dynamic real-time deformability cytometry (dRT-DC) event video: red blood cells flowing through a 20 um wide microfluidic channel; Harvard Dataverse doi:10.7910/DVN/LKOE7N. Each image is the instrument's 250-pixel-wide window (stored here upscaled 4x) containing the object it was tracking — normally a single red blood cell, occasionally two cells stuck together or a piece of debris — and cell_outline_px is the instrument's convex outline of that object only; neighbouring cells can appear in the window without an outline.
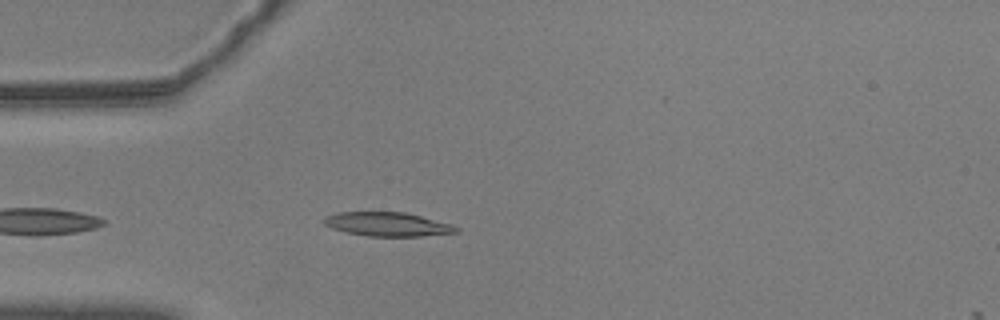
{"species": "common noctule bat (a hibernating species)", "species_latin": "Nyctalus noctula", "temperature_condition": "warm", "stored_images_in_passage": 27, "camera_frame_rate_fps": 3000, "um_per_image_px": 0.085, "animal": {"sex": "male", "body_mass_g": 20.5, "forearm_length_mm": 52.5}, "frame": {"image": 1, "passage_image": 2, "time_ms": 0.333, "image_size_px": [1000, 320], "cell_outline_px": [[460, 232], [420, 236], [368, 236], [344, 232], [332, 228], [324, 224], [324, 216], [336, 212], [404, 212], [452, 224], [460, 228]], "centroid_in_image_um": [32.93, 19.06], "position_along_channel_um": 52.1, "area_um2": 18.5}}
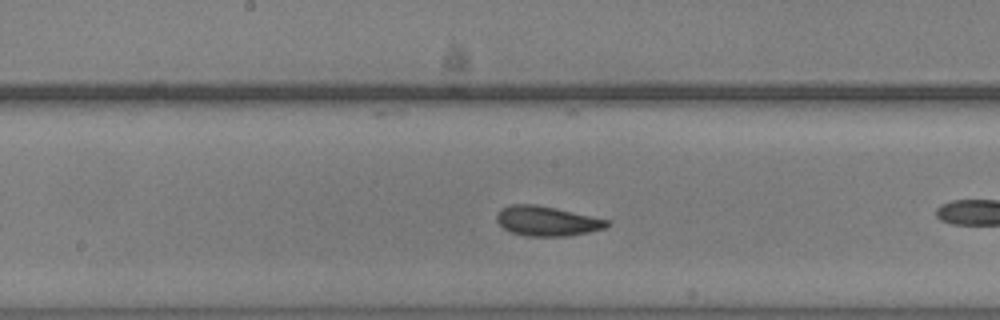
{"frame": {"image": 2, "passage_image": 12, "time_ms": 3.667, "image_size_px": [1000, 320], "cell_outline_px": [[608, 224], [604, 228], [588, 232], [568, 236], [524, 236], [508, 232], [496, 220], [496, 216], [504, 208], [512, 204], [536, 204], [556, 208], [608, 220]], "centroid_in_image_um": [46.45, 18.8], "position_along_channel_um": 201.7, "area_um2": 18.9}}
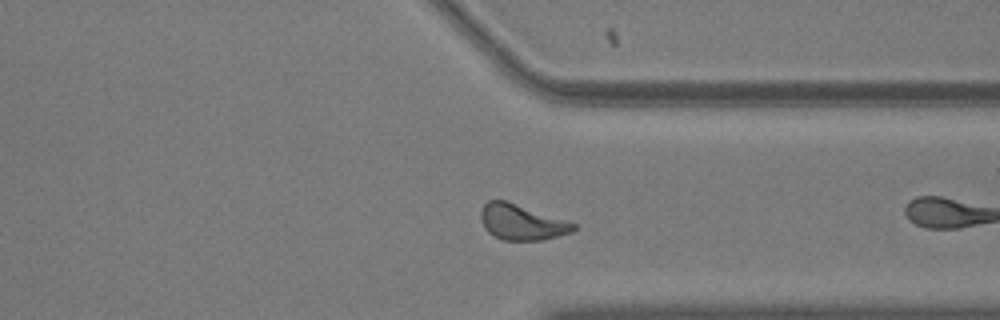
{"frame": {"image": 3, "passage_image": 26, "time_ms": 8.333, "image_size_px": [1000, 320], "cell_outline_px": [[576, 228], [572, 232], [540, 240], [504, 240], [488, 232], [484, 228], [480, 220], [480, 212], [484, 204], [488, 200], [508, 200], [576, 224]], "centroid_in_image_um": [44.3, 18.87], "position_along_channel_um": 367.1, "area_um2": 19.13}}